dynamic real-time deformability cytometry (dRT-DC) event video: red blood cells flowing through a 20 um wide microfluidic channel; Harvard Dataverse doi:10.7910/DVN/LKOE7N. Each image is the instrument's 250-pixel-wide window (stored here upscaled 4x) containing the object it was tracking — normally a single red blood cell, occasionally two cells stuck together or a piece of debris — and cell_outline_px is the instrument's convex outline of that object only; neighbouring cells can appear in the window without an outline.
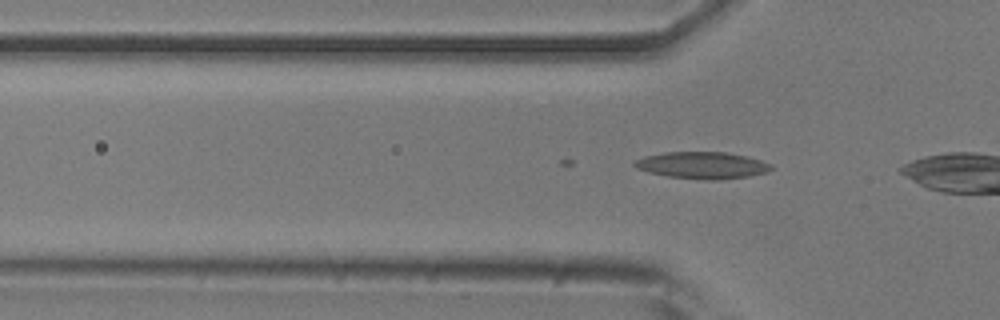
{"species": "common noctule bat (a hibernating species)", "species_latin": "Nyctalus noctula", "temperature_condition": "room temperature", "stored_images_in_passage": 11, "camera_frame_rate_fps": 3000, "um_per_image_px": 0.085, "animal": {"sex": "male", "body_mass_g": 20.5, "forearm_length_mm": 52.5}, "frame": {"image": 1, "passage_image": 2, "time_ms": 0.333, "image_size_px": [1000, 320], "cell_outline_px": [[772, 168], [768, 172], [748, 176], [716, 180], [708, 180], [668, 176], [648, 172], [636, 168], [632, 164], [636, 160], [644, 156], [664, 152], [724, 152], [748, 156], [772, 164]], "centroid_in_image_um": [59.69, 14.04], "position_along_channel_um": 66.1, "area_um2": 21.33}}